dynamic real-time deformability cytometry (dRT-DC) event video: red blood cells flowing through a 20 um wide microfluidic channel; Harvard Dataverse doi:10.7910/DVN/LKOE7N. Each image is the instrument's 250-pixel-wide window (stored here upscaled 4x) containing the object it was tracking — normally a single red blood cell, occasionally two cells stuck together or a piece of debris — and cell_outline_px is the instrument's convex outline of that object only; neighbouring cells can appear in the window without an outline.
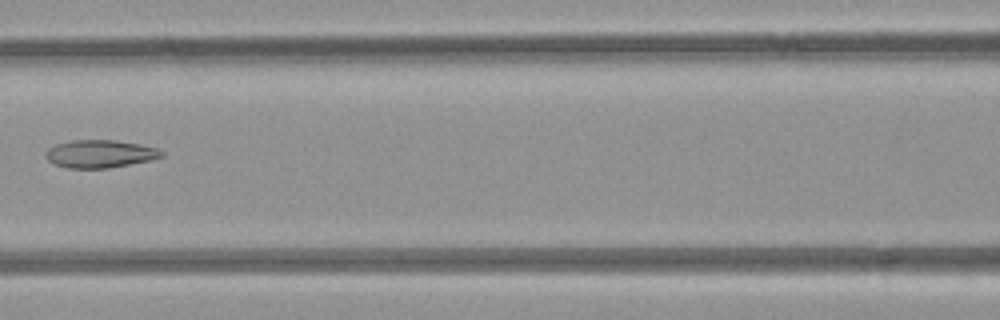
{"species": "common noctule bat (a hibernating species)", "species_latin": "Nyctalus noctula", "temperature_condition": "room temperature", "stored_images_in_passage": 6, "camera_frame_rate_fps": 3000, "um_per_image_px": 0.085, "animal": {"sex": "female", "body_mass_g": 21.9}, "frame": {"image": 1, "passage_image": 6, "time_ms": 6.667, "image_size_px": [1000, 320], "cell_outline_px": [[164, 156], [148, 160], [108, 168], [68, 168], [56, 164], [48, 160], [44, 156], [44, 152], [48, 148], [56, 144], [72, 140], [116, 140], [140, 144], [156, 148], [164, 152]], "centroid_in_image_um": [8.47, 13.06], "position_along_channel_um": 158.1, "area_um2": 18.67}}